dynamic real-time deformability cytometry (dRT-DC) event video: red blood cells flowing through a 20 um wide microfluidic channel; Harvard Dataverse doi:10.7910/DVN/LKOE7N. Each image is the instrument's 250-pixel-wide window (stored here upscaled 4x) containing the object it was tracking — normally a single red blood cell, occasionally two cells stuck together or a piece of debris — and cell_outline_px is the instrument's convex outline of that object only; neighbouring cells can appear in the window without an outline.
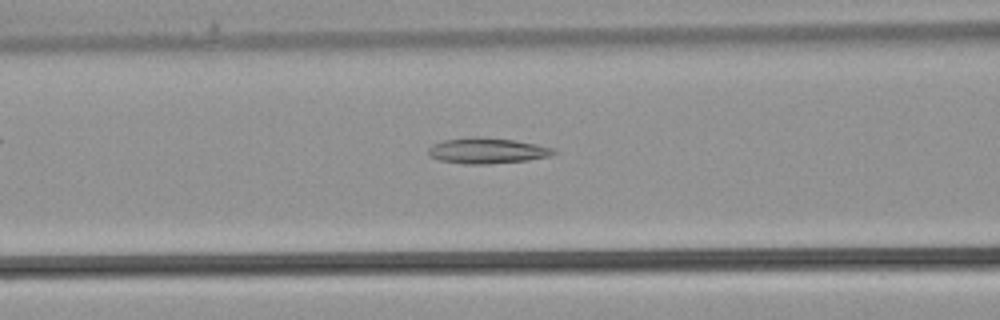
{"species": "common noctule bat (a hibernating species)", "species_latin": "Nyctalus noctula", "temperature_condition": "warm", "stored_images_in_passage": 24, "camera_frame_rate_fps": 3000, "um_per_image_px": 0.085, "animal": {"sex": "male", "body_mass_g": 21.5, "forearm_length_mm": 52.0}, "frame": {"image": 1, "passage_image": 6, "time_ms": 1.667, "image_size_px": [1000, 320], "cell_outline_px": [[556, 152], [548, 156], [528, 160], [488, 164], [464, 164], [440, 160], [428, 156], [428, 148], [432, 144], [444, 140], [472, 136], [476, 136], [516, 140], [536, 144], [552, 148]], "centroid_in_image_um": [41.35, 12.8], "position_along_channel_um": 125.2, "area_um2": 18.79}}
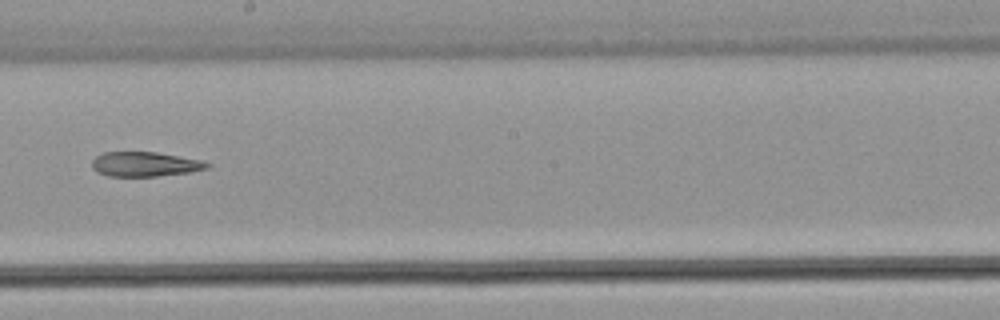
{"frame": {"image": 2, "passage_image": 12, "time_ms": 3.667, "image_size_px": [1000, 320], "cell_outline_px": [[212, 164], [208, 168], [192, 172], [156, 176], [108, 176], [96, 172], [92, 168], [92, 160], [96, 156], [104, 152], [156, 152], [200, 160]], "centroid_in_image_um": [12.31, 13.96], "position_along_channel_um": 235.9, "area_um2": 16.53}}
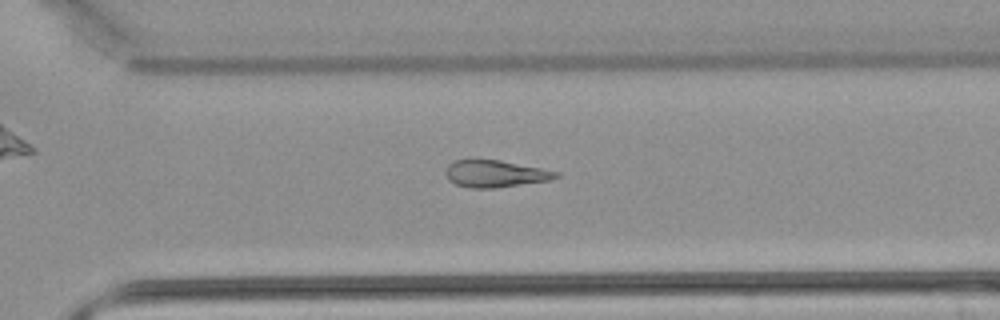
{"frame": {"image": 3, "passage_image": 17, "time_ms": 5.333, "image_size_px": [1000, 320], "cell_outline_px": [[560, 176], [552, 180], [496, 188], [472, 188], [456, 184], [448, 180], [448, 164], [456, 160], [476, 156], [500, 160], [560, 172]], "centroid_in_image_um": [42.1, 14.73], "position_along_channel_um": 328.5, "area_um2": 17.8}}